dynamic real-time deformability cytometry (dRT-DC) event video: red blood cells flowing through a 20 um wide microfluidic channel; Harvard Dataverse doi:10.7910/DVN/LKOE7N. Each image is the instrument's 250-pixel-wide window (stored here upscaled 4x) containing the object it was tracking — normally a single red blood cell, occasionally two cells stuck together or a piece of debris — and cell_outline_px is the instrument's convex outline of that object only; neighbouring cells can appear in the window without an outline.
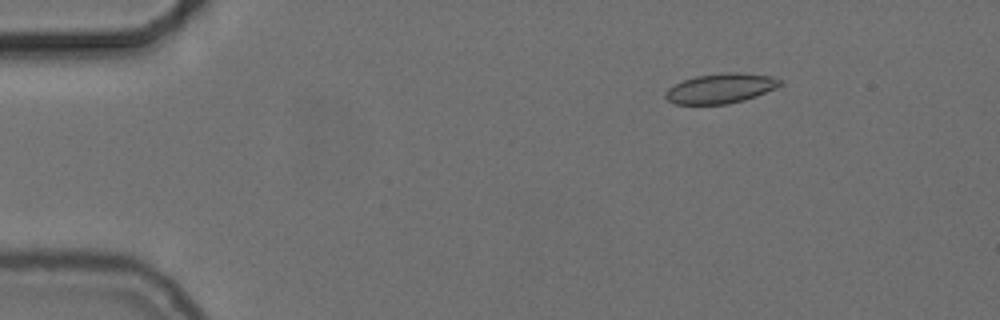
{"species": "common noctule bat (a hibernating species)", "species_latin": "Nyctalus noctula", "temperature_condition": "cold", "stored_images_in_passage": 18, "camera_frame_rate_fps": 3000, "um_per_image_px": 0.085, "animal": {"sex": "female", "body_mass_g": 24.6, "forearm_length_mm": 56.2}, "frame": {"image": 1, "passage_image": 9, "time_ms": 2.667, "image_size_px": [1000, 320], "cell_outline_px": [[780, 84], [776, 88], [756, 96], [744, 100], [728, 104], [676, 104], [668, 100], [664, 96], [664, 92], [668, 88], [684, 80], [696, 76], [724, 72], [740, 72], [772, 76], [780, 80]], "centroid_in_image_um": [61.24, 7.51], "position_along_channel_um": 23.8, "area_um2": 19.88}}